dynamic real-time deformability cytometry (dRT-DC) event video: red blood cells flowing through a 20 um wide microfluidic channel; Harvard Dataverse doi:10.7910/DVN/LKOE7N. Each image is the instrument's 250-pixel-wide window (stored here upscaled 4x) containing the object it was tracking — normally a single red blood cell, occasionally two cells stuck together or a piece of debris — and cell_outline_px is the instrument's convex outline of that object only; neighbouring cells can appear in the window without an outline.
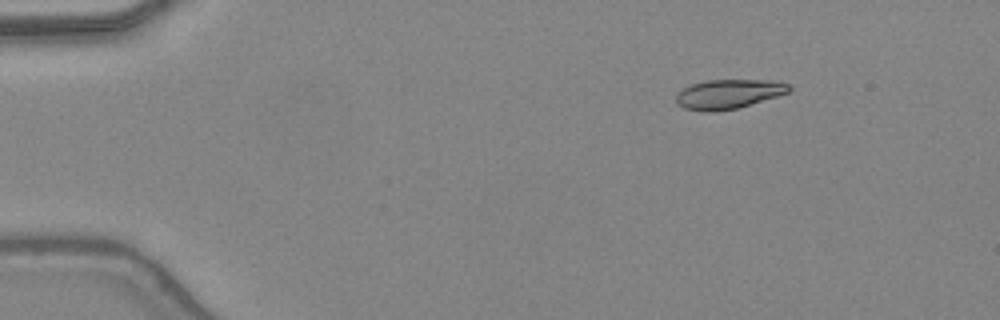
{"species": "common noctule bat (a hibernating species)", "species_latin": "Nyctalus noctula", "temperature_condition": "warm", "stored_images_in_passage": 47, "camera_frame_rate_fps": 3000, "um_per_image_px": 0.085, "animal": {"sex": "female", "body_mass_g": 24.6, "forearm_length_mm": 56.2}, "frame": {"image": 1, "passage_image": 7, "time_ms": 2.0, "image_size_px": [1000, 320], "cell_outline_px": [[792, 88], [788, 92], [776, 96], [736, 108], [712, 112], [704, 112], [684, 108], [676, 104], [676, 96], [684, 88], [692, 84], [708, 80], [776, 80], [788, 84]], "centroid_in_image_um": [61.91, 7.99], "position_along_channel_um": 23.1, "area_um2": 19.13}}
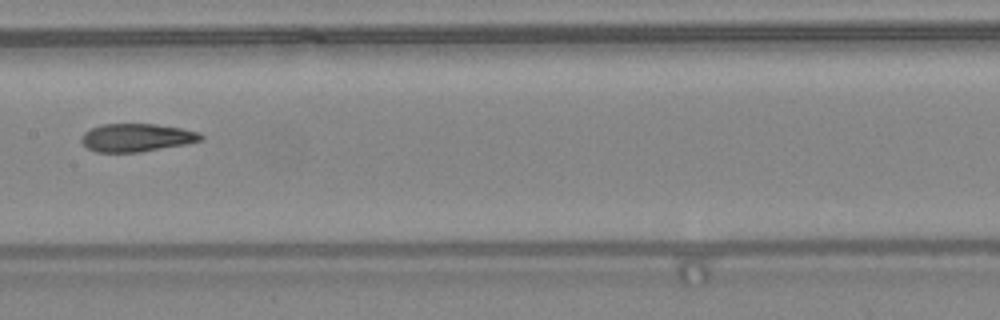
{"frame": {"image": 2, "passage_image": 25, "time_ms": 8.0, "image_size_px": [1000, 320], "cell_outline_px": [[204, 140], [184, 144], [140, 152], [96, 152], [88, 148], [80, 140], [80, 136], [84, 132], [100, 124], [156, 124], [180, 128], [200, 132], [204, 136]], "centroid_in_image_um": [11.61, 11.69], "position_along_channel_um": 195.8, "area_um2": 19.54}}
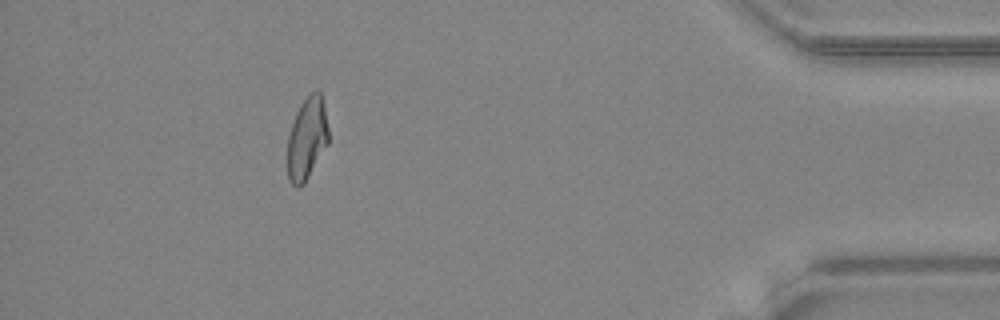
{"frame": {"image": 3, "passage_image": 43, "time_ms": 14.0, "image_size_px": [1000, 320], "cell_outline_px": [[328, 144], [304, 184], [300, 188], [296, 188], [288, 180], [288, 136], [296, 112], [300, 104], [308, 92], [316, 88], [320, 92], [324, 104], [328, 128]], "centroid_in_image_um": [26.1, 11.74], "position_along_channel_um": 409.1, "area_um2": 19.94}, "authors_computed_cell_mechanics": {"area_um2": 20.1722, "velocity_mm_per_s": 4.4189, "shape_relaxation_time_tau1_ms": 8.2815, "shape_relaxation_time_tau2_ms": 1.9983, "deformation_change_tau1": 0.2427, "deformation_change_tau2": 0.0979}}